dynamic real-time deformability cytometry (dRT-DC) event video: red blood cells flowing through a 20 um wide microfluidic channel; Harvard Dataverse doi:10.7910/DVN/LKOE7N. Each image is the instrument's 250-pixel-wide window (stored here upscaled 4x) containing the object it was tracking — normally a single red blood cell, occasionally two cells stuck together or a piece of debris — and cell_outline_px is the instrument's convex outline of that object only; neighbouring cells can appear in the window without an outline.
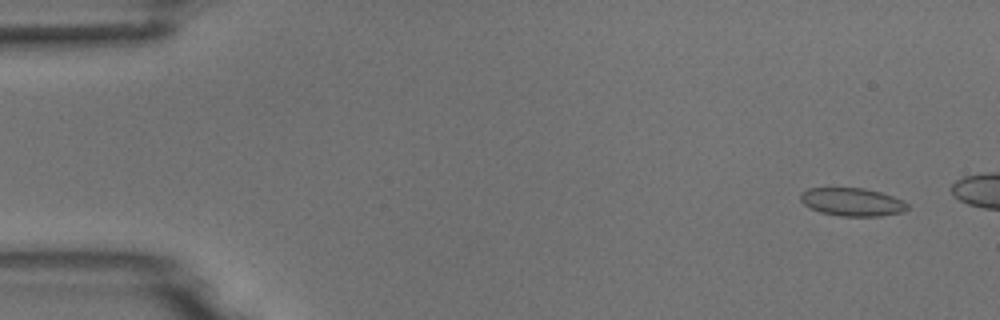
{"species": "common noctule bat (a hibernating species)", "species_latin": "Nyctalus noctula", "temperature_condition": "room temperature", "stored_images_in_passage": 5, "camera_frame_rate_fps": 3000, "um_per_image_px": 0.085, "animal": {"sex": "male", "body_mass_g": 18.8}, "frame": {"image": 1, "passage_image": 2, "time_ms": 1.0, "image_size_px": [1000, 320], "cell_outline_px": [[908, 208], [904, 212], [880, 216], [840, 216], [820, 212], [808, 208], [800, 200], [800, 192], [808, 188], [864, 188], [880, 192], [892, 196], [908, 204]], "centroid_in_image_um": [72.39, 17.17], "position_along_channel_um": 12.6, "area_um2": 17.57}}